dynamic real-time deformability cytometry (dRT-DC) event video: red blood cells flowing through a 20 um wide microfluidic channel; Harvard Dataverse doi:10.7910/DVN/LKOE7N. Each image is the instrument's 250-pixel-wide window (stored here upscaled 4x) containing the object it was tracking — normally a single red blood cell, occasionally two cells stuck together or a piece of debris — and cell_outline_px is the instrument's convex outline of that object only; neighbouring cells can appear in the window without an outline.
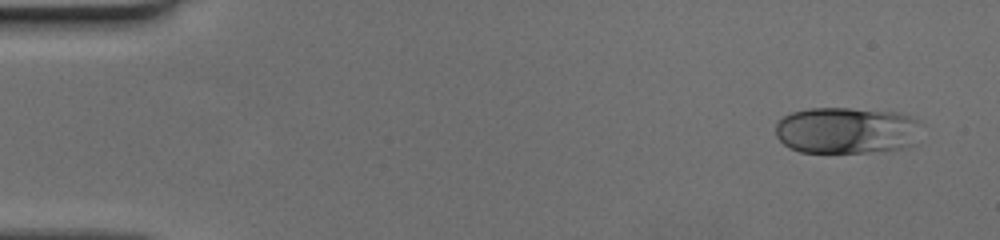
{"species": "human", "species_latin": "Homo sapiens", "temperature_condition": "cold", "stored_images_in_passage": 43, "camera_frame_rate_fps": 3000, "um_per_image_px": 0.085, "donor": {"sex": "female"}, "frame": {"image": 1, "passage_image": 1, "time_ms": 0.0, "image_size_px": [1000, 240], "cell_outline_px": [[916, 144], [908, 148], [868, 152], [800, 152], [788, 148], [776, 136], [776, 124], [784, 116], [792, 112], [808, 108], [848, 108], [896, 112], [908, 116], [916, 120]], "centroid_in_image_um": [71.91, 11.09], "position_along_channel_um": 13.1, "area_um2": 39.48}}
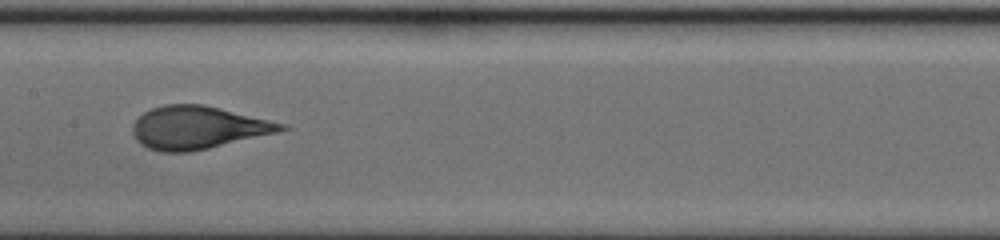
{"frame": {"image": 2, "passage_image": 24, "time_ms": 7.667, "image_size_px": [1000, 240], "cell_outline_px": [[292, 128], [280, 132], [208, 148], [188, 152], [160, 152], [148, 148], [140, 144], [136, 140], [132, 132], [132, 124], [144, 112], [152, 108], [164, 104], [204, 104], [288, 124]], "centroid_in_image_um": [16.85, 10.84], "position_along_channel_um": 190.6, "area_um2": 37.34}}
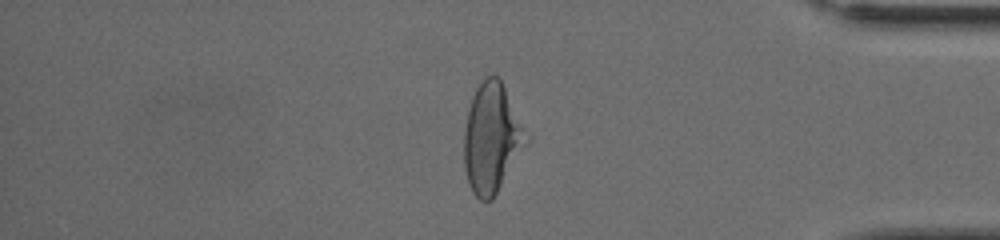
{"frame": {"image": 3, "passage_image": 41, "time_ms": 13.333, "image_size_px": [1000, 240], "cell_outline_px": [[528, 140], [492, 200], [480, 200], [472, 192], [468, 184], [464, 168], [464, 128], [468, 108], [472, 96], [480, 80], [484, 76], [492, 72], [500, 76]], "centroid_in_image_um": [41.73, 11.69], "position_along_channel_um": 393.5, "area_um2": 39.3}}